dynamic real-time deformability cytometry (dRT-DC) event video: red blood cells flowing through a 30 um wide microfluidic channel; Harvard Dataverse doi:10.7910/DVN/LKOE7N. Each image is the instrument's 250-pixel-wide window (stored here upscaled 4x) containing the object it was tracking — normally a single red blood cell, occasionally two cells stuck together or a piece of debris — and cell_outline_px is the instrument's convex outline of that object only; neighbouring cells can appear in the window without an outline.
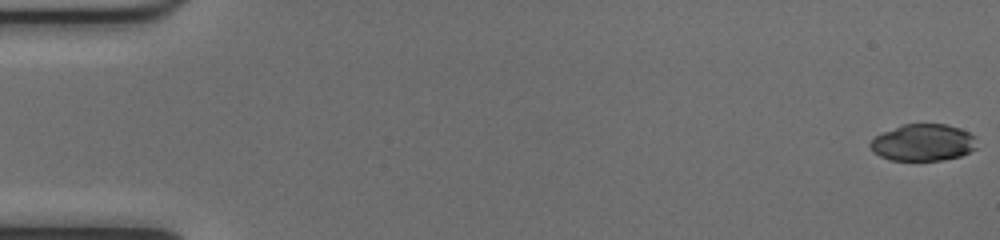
{"species": "common noctule bat (a hibernating species)", "species_latin": "Nyctalus noctula", "temperature_condition": "cold", "stored_images_in_passage": 52, "camera_frame_rate_fps": 3000, "um_per_image_px": 0.085, "animal": {"sex": "female", "body_mass_g": 17.0, "forearm_length_mm": 48.0}, "frame": {"image": 1, "passage_image": 1, "time_ms": 0.0, "image_size_px": [1000, 240], "cell_outline_px": [[976, 148], [960, 156], [944, 160], [888, 160], [872, 152], [868, 144], [876, 136], [884, 132], [904, 124], [948, 124], [960, 128], [976, 136]], "centroid_in_image_um": [78.47, 12.12], "position_along_channel_um": 6.5, "area_um2": 22.95}}
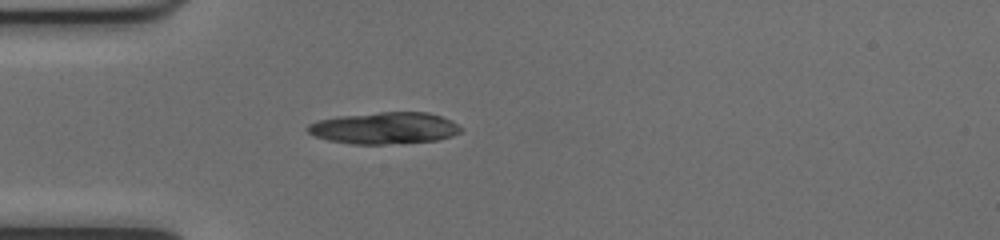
{"frame": {"image": 2, "passage_image": 16, "time_ms": 5.0, "image_size_px": [1000, 240], "cell_outline_px": [[464, 128], [460, 132], [452, 136], [436, 140], [384, 144], [352, 144], [328, 140], [316, 136], [308, 132], [304, 128], [308, 124], [316, 120], [336, 116], [380, 112], [428, 112], [452, 120]], "centroid_in_image_um": [32.66, 10.87], "position_along_channel_um": 52.3, "area_um2": 28.5}}